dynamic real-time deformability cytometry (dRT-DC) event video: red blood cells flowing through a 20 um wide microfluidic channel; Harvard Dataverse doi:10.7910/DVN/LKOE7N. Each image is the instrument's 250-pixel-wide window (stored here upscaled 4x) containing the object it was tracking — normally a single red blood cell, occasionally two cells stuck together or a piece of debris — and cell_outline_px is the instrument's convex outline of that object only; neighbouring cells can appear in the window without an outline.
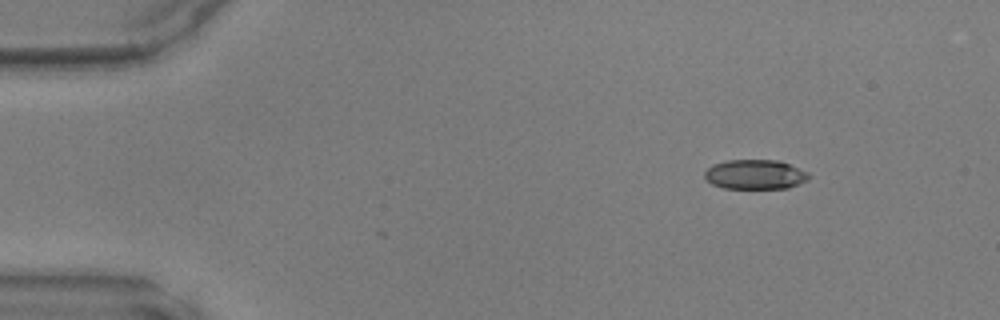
{"species": "common noctule bat (a hibernating species)", "species_latin": "Nyctalus noctula", "temperature_condition": "warm", "stored_images_in_passage": 43, "camera_frame_rate_fps": 3000, "um_per_image_px": 0.085, "animal": {"sex": "male", "body_mass_g": 17.9, "forearm_length_mm": 54.2}, "frame": {"image": 1, "passage_image": 1, "time_ms": 0.0, "image_size_px": [1000, 320], "cell_outline_px": [[812, 176], [808, 180], [788, 188], [724, 188], [712, 184], [704, 176], [704, 172], [712, 164], [728, 160], [776, 160], [788, 164], [808, 172]], "centroid_in_image_um": [64.19, 14.83], "position_along_channel_um": 20.8, "area_um2": 17.92}}
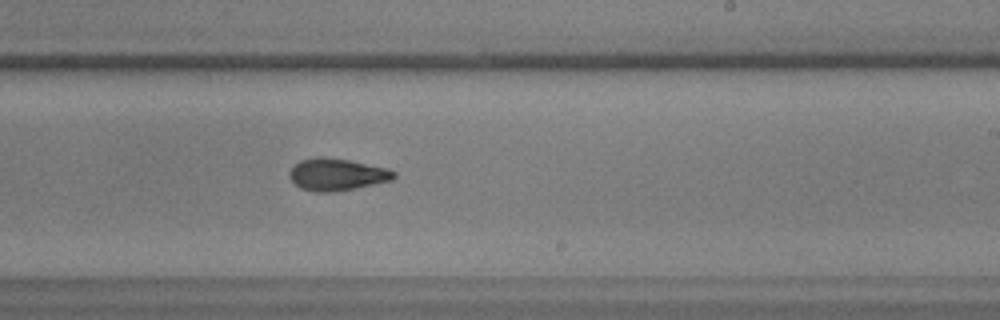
{"frame": {"image": 2, "passage_image": 24, "time_ms": 7.667, "image_size_px": [1000, 320], "cell_outline_px": [[396, 176], [392, 180], [332, 192], [316, 192], [300, 188], [288, 176], [288, 172], [300, 160], [316, 156], [324, 156], [348, 160], [388, 168], [396, 172]], "centroid_in_image_um": [28.61, 14.81], "position_along_channel_um": 260.4, "area_um2": 19.42}}
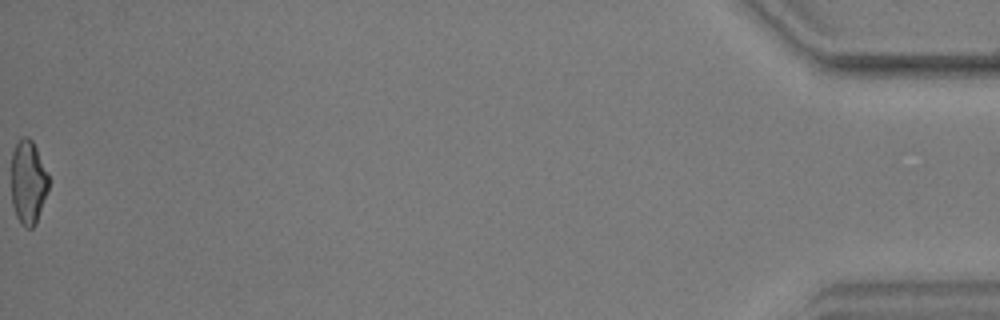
{"frame": {"image": 3, "passage_image": 43, "time_ms": 14.0, "image_size_px": [1000, 320], "cell_outline_px": [[48, 192], [36, 224], [32, 228], [24, 228], [20, 224], [16, 216], [12, 204], [12, 152], [16, 144], [24, 136], [28, 136], [32, 140], [36, 148], [48, 176]], "centroid_in_image_um": [2.39, 15.54], "position_along_channel_um": 432.8, "area_um2": 18.21}}